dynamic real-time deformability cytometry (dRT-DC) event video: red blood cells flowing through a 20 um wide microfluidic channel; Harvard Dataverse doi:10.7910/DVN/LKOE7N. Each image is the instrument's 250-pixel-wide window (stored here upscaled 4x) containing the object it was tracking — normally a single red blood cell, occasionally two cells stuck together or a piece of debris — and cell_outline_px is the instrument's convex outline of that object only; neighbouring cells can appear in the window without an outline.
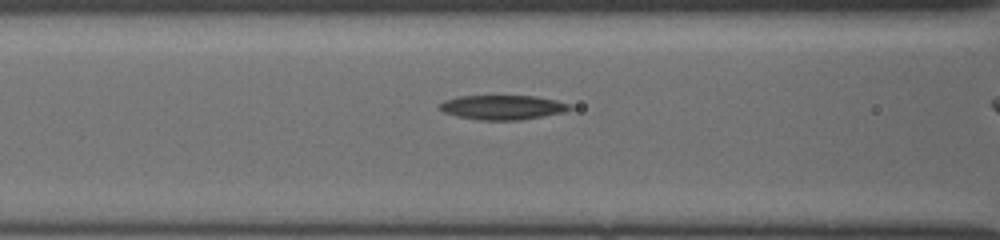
{"species": "common noctule bat (a hibernating species)", "species_latin": "Nyctalus noctula", "temperature_condition": "cold", "stored_images_in_passage": 10, "camera_frame_rate_fps": 3000, "um_per_image_px": 0.085, "animal": {"sex": "female", "body_mass_g": 19.5, "forearm_length_mm": 54.1}, "frame": {"image": 1, "passage_image": 4, "time_ms": 1.333, "image_size_px": [1000, 240], "cell_outline_px": [[572, 108], [564, 112], [544, 116], [520, 120], [480, 120], [456, 116], [444, 112], [440, 108], [440, 104], [444, 100], [456, 96], [536, 96], [556, 100], [572, 104]], "centroid_in_image_um": [42.74, 9.12], "position_along_channel_um": 123.9, "area_um2": 18.61}}
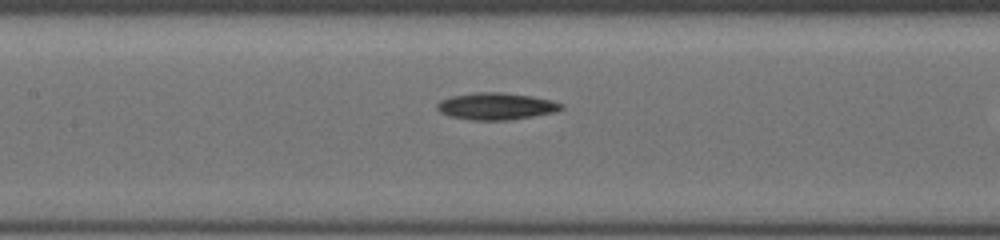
{"frame": {"image": 2, "passage_image": 6, "time_ms": 2.333, "image_size_px": [1000, 240], "cell_outline_px": [[564, 108], [556, 112], [512, 120], [472, 120], [448, 116], [440, 112], [436, 108], [436, 104], [440, 100], [452, 96], [476, 92], [500, 92], [532, 96], [552, 100], [564, 104]], "centroid_in_image_um": [42.19, 9.03], "position_along_channel_um": 165.2, "area_um2": 19.71}}
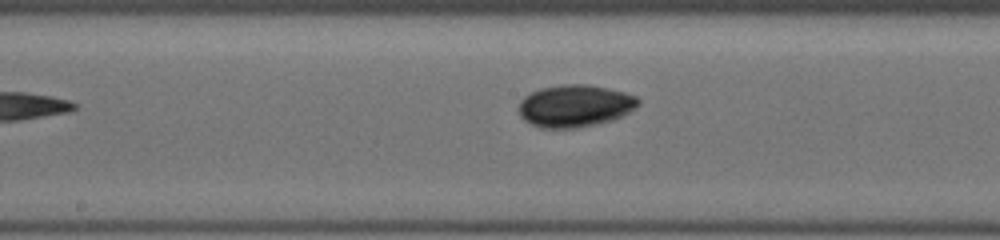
{"frame": {"image": 3, "passage_image": 10, "time_ms": 4.333, "image_size_px": [1000, 240], "cell_outline_px": [[640, 104], [636, 108], [612, 120], [596, 124], [576, 128], [540, 128], [524, 120], [520, 116], [520, 100], [524, 96], [540, 88], [564, 84], [584, 84], [608, 88], [624, 92], [636, 96], [640, 100]], "centroid_in_image_um": [48.87, 9.0], "position_along_channel_um": 199.3, "area_um2": 29.36}}